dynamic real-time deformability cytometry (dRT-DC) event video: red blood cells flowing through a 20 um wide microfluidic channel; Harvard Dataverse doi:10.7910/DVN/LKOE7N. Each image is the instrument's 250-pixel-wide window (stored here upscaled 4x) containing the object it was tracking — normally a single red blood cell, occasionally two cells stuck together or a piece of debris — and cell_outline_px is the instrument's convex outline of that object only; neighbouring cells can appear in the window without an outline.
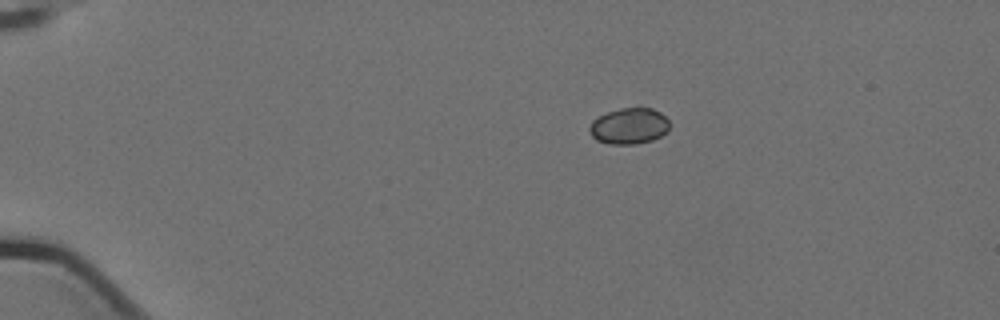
{"species": "Egyptian fruit bat (a non-hibernating species)", "species_latin": "Rousettus aegyptiacus", "temperature_condition": "cold", "stored_images_in_passage": 4, "camera_frame_rate_fps": 3000, "um_per_image_px": 0.085, "animal": {"sex": "female"}, "frame": {"image": 1, "passage_image": 1, "time_ms": 0.0, "image_size_px": [1000, 320], "cell_outline_px": [[668, 132], [652, 140], [636, 144], [612, 144], [596, 140], [592, 136], [588, 128], [592, 120], [608, 112], [620, 108], [652, 108], [660, 112], [668, 120]], "centroid_in_image_um": [53.47, 10.72], "position_along_channel_um": 31.5, "area_um2": 16.76}}
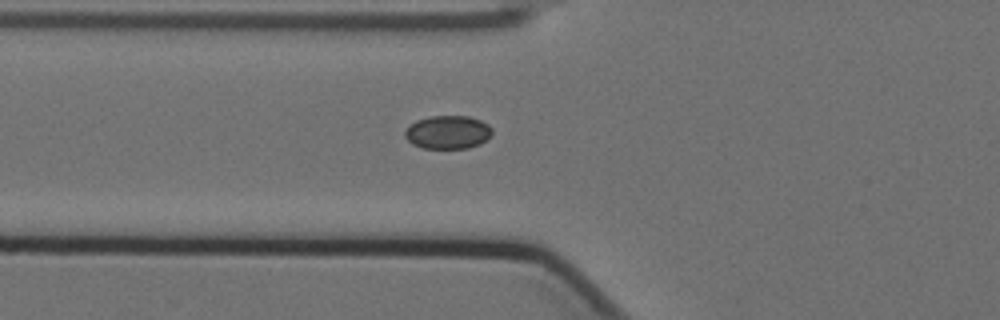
{"frame": {"image": 2, "passage_image": 4, "time_ms": 1.0, "image_size_px": [1000, 320], "cell_outline_px": [[492, 136], [480, 144], [468, 148], [424, 148], [412, 144], [404, 136], [404, 132], [416, 120], [428, 116], [468, 116], [480, 120], [488, 124], [492, 128]], "centroid_in_image_um": [38.09, 11.24], "position_along_channel_um": 87.7, "area_um2": 16.99}}